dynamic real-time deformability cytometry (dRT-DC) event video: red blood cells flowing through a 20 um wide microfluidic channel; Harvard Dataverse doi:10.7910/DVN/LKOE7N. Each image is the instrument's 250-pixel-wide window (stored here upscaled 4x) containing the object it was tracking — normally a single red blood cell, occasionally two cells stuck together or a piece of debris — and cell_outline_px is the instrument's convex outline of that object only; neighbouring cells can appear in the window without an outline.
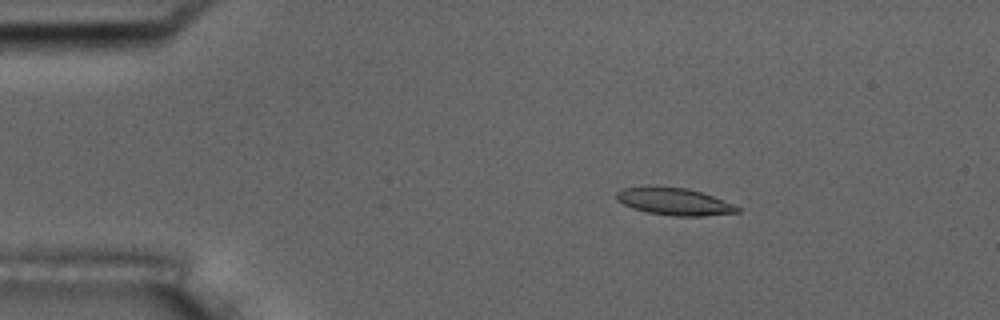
{"species": "common noctule bat (a hibernating species)", "species_latin": "Nyctalus noctula", "temperature_condition": "room temperature", "stored_images_in_passage": 50, "camera_frame_rate_fps": 3000, "um_per_image_px": 0.085, "animal": {"sex": "male", "body_mass_g": 17.5, "forearm_length_mm": 52.3}, "frame": {"image": 1, "passage_image": 5, "time_ms": 1.333, "image_size_px": [1000, 320], "cell_outline_px": [[740, 212], [704, 216], [672, 216], [648, 212], [632, 208], [616, 200], [616, 192], [624, 188], [688, 188], [712, 196], [732, 204], [740, 208]], "centroid_in_image_um": [57.33, 17.16], "position_along_channel_um": 27.7, "area_um2": 18.55}}
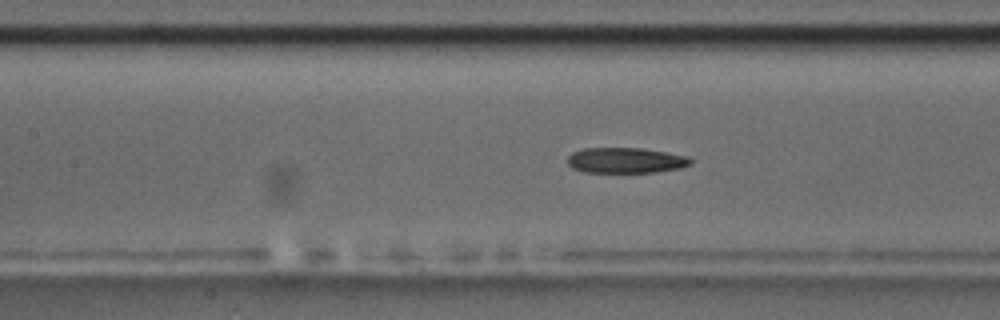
{"frame": {"image": 2, "passage_image": 20, "time_ms": 6.333, "image_size_px": [1000, 320], "cell_outline_px": [[692, 164], [680, 168], [656, 172], [584, 172], [572, 168], [568, 164], [568, 156], [572, 152], [584, 148], [640, 148], [668, 152], [688, 156], [692, 160]], "centroid_in_image_um": [53.2, 13.63], "position_along_channel_um": 154.2, "area_um2": 18.38}}
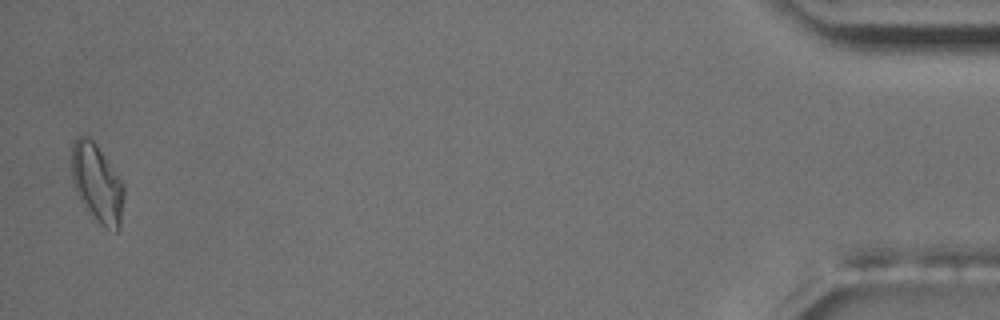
{"frame": {"image": 3, "passage_image": 49, "time_ms": 16.0, "image_size_px": [1000, 320], "cell_outline_px": [[124, 196], [120, 228], [116, 232], [104, 228], [84, 208], [76, 192], [72, 180], [72, 140], [80, 136], [88, 136], [96, 144], [124, 184]], "centroid_in_image_um": [8.25, 15.61], "position_along_channel_um": 426.9, "area_um2": 24.04}, "authors_computed_cell_mechanics": {"area_um2": 19.3919, "velocity_mm_per_s": 3.7469, "shape_relaxation_time_tau1_ms": 5.332, "shape_relaxation_time_tau2_ms": 4.2782, "deformation_change_tau1": 0.1421, "deformation_change_tau2": 0.1236}}